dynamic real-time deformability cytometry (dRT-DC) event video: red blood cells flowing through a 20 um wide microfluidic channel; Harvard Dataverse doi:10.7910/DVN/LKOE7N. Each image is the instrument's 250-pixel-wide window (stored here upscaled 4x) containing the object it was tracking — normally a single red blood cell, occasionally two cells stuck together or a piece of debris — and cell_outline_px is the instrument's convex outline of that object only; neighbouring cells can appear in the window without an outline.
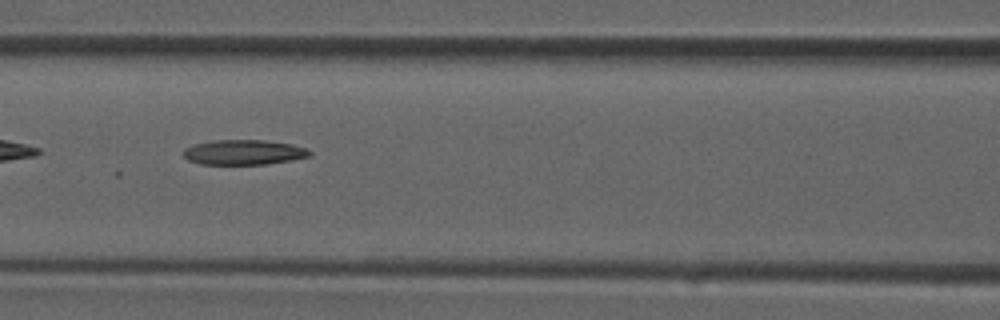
{"species": "common noctule bat (a hibernating species)", "species_latin": "Nyctalus noctula", "temperature_condition": "room temperature", "stored_images_in_passage": 11, "camera_frame_rate_fps": 3000, "um_per_image_px": 0.085, "animal": {"sex": "male", "forearm_length_mm": 52.5}, "frame": {"image": 1, "passage_image": 5, "time_ms": 1.333, "image_size_px": [1000, 320], "cell_outline_px": [[312, 152], [308, 156], [288, 160], [264, 164], [200, 164], [188, 160], [184, 156], [184, 148], [196, 144], [216, 140], [264, 140], [292, 144], [308, 148]], "centroid_in_image_um": [20.72, 12.94], "position_along_channel_um": 145.9, "area_um2": 18.15}}
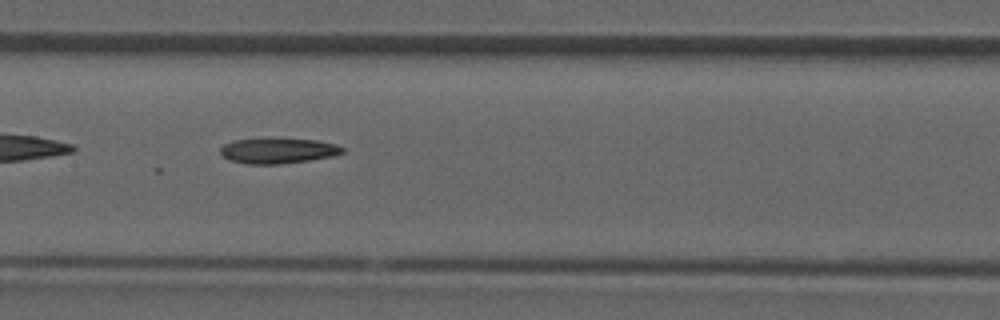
{"frame": {"image": 2, "passage_image": 7, "time_ms": 2.0, "image_size_px": [1000, 320], "cell_outline_px": [[344, 152], [332, 156], [308, 160], [280, 164], [248, 164], [228, 160], [220, 152], [220, 148], [224, 144], [232, 140], [316, 140], [336, 144], [344, 148]], "centroid_in_image_um": [23.62, 12.84], "position_along_channel_um": 183.8, "area_um2": 17.51}}